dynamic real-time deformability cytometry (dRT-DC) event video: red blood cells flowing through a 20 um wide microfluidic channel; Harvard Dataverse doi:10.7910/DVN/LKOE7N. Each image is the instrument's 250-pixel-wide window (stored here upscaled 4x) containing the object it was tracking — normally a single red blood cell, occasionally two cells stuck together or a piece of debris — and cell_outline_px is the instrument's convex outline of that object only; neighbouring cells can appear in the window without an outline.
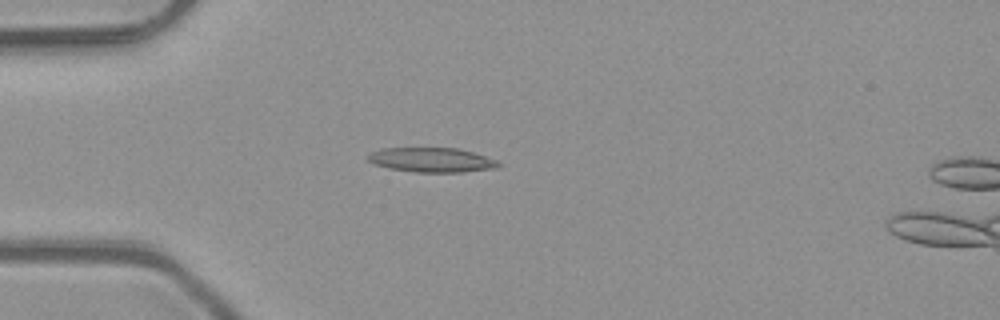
{"species": "common noctule bat (a hibernating species)", "species_latin": "Nyctalus noctula", "temperature_condition": "room temperature", "stored_images_in_passage": 15, "camera_frame_rate_fps": 3000, "um_per_image_px": 0.085, "animal": {"sex": "male", "body_mass_g": 23.1, "forearm_length_mm": 52.7}, "frame": {"image": 1, "passage_image": 13, "time_ms": 4.0, "image_size_px": [1000, 320], "cell_outline_px": [[500, 164], [496, 168], [460, 172], [416, 172], [388, 168], [376, 164], [368, 160], [368, 152], [380, 148], [460, 148], [496, 160]], "centroid_in_image_um": [36.65, 13.58], "position_along_channel_um": 48.3, "area_um2": 18.55}}